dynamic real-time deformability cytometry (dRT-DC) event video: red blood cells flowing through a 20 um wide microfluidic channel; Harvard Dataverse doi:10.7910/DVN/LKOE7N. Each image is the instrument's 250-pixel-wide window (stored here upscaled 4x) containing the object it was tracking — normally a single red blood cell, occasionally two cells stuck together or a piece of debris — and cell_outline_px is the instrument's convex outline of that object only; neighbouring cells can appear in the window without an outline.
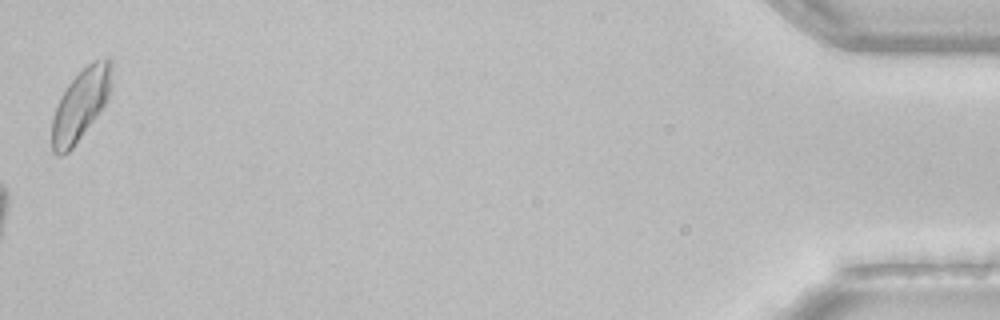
{"species": "common noctule bat (a hibernating species)", "species_latin": "Nyctalus noctula", "temperature_condition": "room temperature", "stored_images_in_passage": 37, "camera_frame_rate_fps": 3000, "um_per_image_px": 0.085, "animal": {"sex": "female", "body_mass_g": 22.7, "forearm_length_mm": 54.2}, "frame": {"image": 1, "passage_image": 37, "time_ms": 12.0, "image_size_px": [1000, 320], "cell_outline_px": [[112, 68], [108, 100], [72, 148], [68, 152], [60, 156], [56, 156], [52, 152], [52, 120], [56, 104], [60, 96], [68, 84], [92, 60], [104, 56], [108, 56], [112, 60]], "centroid_in_image_um": [6.85, 8.86], "position_along_channel_um": 428.4, "area_um2": 24.74}, "authors_computed_cell_mechanics": {"area_um2": 21.2704, "velocity_mm_per_s": 4.0995, "shape_relaxation_time_tau1_ms": null, "shape_relaxation_time_tau2_ms": 2.3919, "deformation_change_tau1": null, "deformation_change_tau2": 0.0752}}